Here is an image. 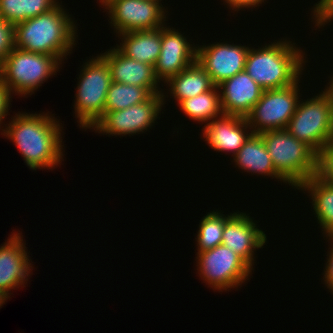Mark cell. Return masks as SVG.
Segmentation results:
<instances>
[{"label": "cell", "mask_w": 333, "mask_h": 333, "mask_svg": "<svg viewBox=\"0 0 333 333\" xmlns=\"http://www.w3.org/2000/svg\"><path fill=\"white\" fill-rule=\"evenodd\" d=\"M53 115L49 112H18L9 124H4L5 128L2 126L1 135L15 143L26 165L32 170H53L63 161V126Z\"/></svg>", "instance_id": "6da1fadb"}, {"label": "cell", "mask_w": 333, "mask_h": 333, "mask_svg": "<svg viewBox=\"0 0 333 333\" xmlns=\"http://www.w3.org/2000/svg\"><path fill=\"white\" fill-rule=\"evenodd\" d=\"M71 17L59 3L47 13L16 24L15 48L56 56L63 62L78 39V26Z\"/></svg>", "instance_id": "7a4b0ae2"}, {"label": "cell", "mask_w": 333, "mask_h": 333, "mask_svg": "<svg viewBox=\"0 0 333 333\" xmlns=\"http://www.w3.org/2000/svg\"><path fill=\"white\" fill-rule=\"evenodd\" d=\"M286 39V40H285ZM263 47H250L245 62V71L264 90L280 89L296 83L302 76L307 62L296 43L282 39ZM305 57V58H304Z\"/></svg>", "instance_id": "3957f363"}, {"label": "cell", "mask_w": 333, "mask_h": 333, "mask_svg": "<svg viewBox=\"0 0 333 333\" xmlns=\"http://www.w3.org/2000/svg\"><path fill=\"white\" fill-rule=\"evenodd\" d=\"M275 171L293 188L319 173V155L286 129L260 133Z\"/></svg>", "instance_id": "277c9868"}, {"label": "cell", "mask_w": 333, "mask_h": 333, "mask_svg": "<svg viewBox=\"0 0 333 333\" xmlns=\"http://www.w3.org/2000/svg\"><path fill=\"white\" fill-rule=\"evenodd\" d=\"M61 65L56 56L14 48L0 64V81L12 95L25 97L56 75Z\"/></svg>", "instance_id": "5b68a950"}, {"label": "cell", "mask_w": 333, "mask_h": 333, "mask_svg": "<svg viewBox=\"0 0 333 333\" xmlns=\"http://www.w3.org/2000/svg\"><path fill=\"white\" fill-rule=\"evenodd\" d=\"M319 93L313 98L299 101L286 130L320 156L329 148L332 140L333 111L328 92L324 89Z\"/></svg>", "instance_id": "8992f818"}, {"label": "cell", "mask_w": 333, "mask_h": 333, "mask_svg": "<svg viewBox=\"0 0 333 333\" xmlns=\"http://www.w3.org/2000/svg\"><path fill=\"white\" fill-rule=\"evenodd\" d=\"M82 67L73 107L79 127L86 131L103 116L112 80L109 65L101 55L90 58Z\"/></svg>", "instance_id": "52a82bcc"}, {"label": "cell", "mask_w": 333, "mask_h": 333, "mask_svg": "<svg viewBox=\"0 0 333 333\" xmlns=\"http://www.w3.org/2000/svg\"><path fill=\"white\" fill-rule=\"evenodd\" d=\"M196 255L199 276L208 287L219 292L242 287L241 284L249 279L254 270L237 253L222 244Z\"/></svg>", "instance_id": "ba28073f"}, {"label": "cell", "mask_w": 333, "mask_h": 333, "mask_svg": "<svg viewBox=\"0 0 333 333\" xmlns=\"http://www.w3.org/2000/svg\"><path fill=\"white\" fill-rule=\"evenodd\" d=\"M299 83L300 79L288 87L263 91L261 98L245 116L253 133L286 129L301 101Z\"/></svg>", "instance_id": "9c48e42d"}, {"label": "cell", "mask_w": 333, "mask_h": 333, "mask_svg": "<svg viewBox=\"0 0 333 333\" xmlns=\"http://www.w3.org/2000/svg\"><path fill=\"white\" fill-rule=\"evenodd\" d=\"M168 97L164 92L153 94L147 101L118 111L104 112L91 128L95 133L112 136L145 133L154 126Z\"/></svg>", "instance_id": "30bf717a"}, {"label": "cell", "mask_w": 333, "mask_h": 333, "mask_svg": "<svg viewBox=\"0 0 333 333\" xmlns=\"http://www.w3.org/2000/svg\"><path fill=\"white\" fill-rule=\"evenodd\" d=\"M162 0H107L102 6L109 14V23L119 33L154 30L167 21V7ZM167 13V14H166ZM166 14V15H165Z\"/></svg>", "instance_id": "8fae6325"}, {"label": "cell", "mask_w": 333, "mask_h": 333, "mask_svg": "<svg viewBox=\"0 0 333 333\" xmlns=\"http://www.w3.org/2000/svg\"><path fill=\"white\" fill-rule=\"evenodd\" d=\"M202 46V47H201ZM250 47L227 42L197 44L196 61L209 74L215 86L244 71Z\"/></svg>", "instance_id": "7c38bea8"}, {"label": "cell", "mask_w": 333, "mask_h": 333, "mask_svg": "<svg viewBox=\"0 0 333 333\" xmlns=\"http://www.w3.org/2000/svg\"><path fill=\"white\" fill-rule=\"evenodd\" d=\"M190 42L177 29L167 24L161 27V51L154 66L159 81L165 83L196 62L197 46Z\"/></svg>", "instance_id": "4fadbf2b"}, {"label": "cell", "mask_w": 333, "mask_h": 333, "mask_svg": "<svg viewBox=\"0 0 333 333\" xmlns=\"http://www.w3.org/2000/svg\"><path fill=\"white\" fill-rule=\"evenodd\" d=\"M244 212H234L226 221L222 245L237 253L252 269L258 248L266 244L267 235L260 230L253 218Z\"/></svg>", "instance_id": "5bb4252c"}, {"label": "cell", "mask_w": 333, "mask_h": 333, "mask_svg": "<svg viewBox=\"0 0 333 333\" xmlns=\"http://www.w3.org/2000/svg\"><path fill=\"white\" fill-rule=\"evenodd\" d=\"M22 233L13 232L9 239L0 246V289L6 293L25 287L31 275L32 263L27 253ZM10 291V292H9Z\"/></svg>", "instance_id": "9a60e30c"}, {"label": "cell", "mask_w": 333, "mask_h": 333, "mask_svg": "<svg viewBox=\"0 0 333 333\" xmlns=\"http://www.w3.org/2000/svg\"><path fill=\"white\" fill-rule=\"evenodd\" d=\"M202 131L204 141L210 148L230 152L233 157L253 134L245 117L225 114L204 124Z\"/></svg>", "instance_id": "2e32d148"}, {"label": "cell", "mask_w": 333, "mask_h": 333, "mask_svg": "<svg viewBox=\"0 0 333 333\" xmlns=\"http://www.w3.org/2000/svg\"><path fill=\"white\" fill-rule=\"evenodd\" d=\"M100 55L109 65L113 82L148 88L153 94L164 91L160 90L154 66L127 57L116 46Z\"/></svg>", "instance_id": "e0dca14e"}, {"label": "cell", "mask_w": 333, "mask_h": 333, "mask_svg": "<svg viewBox=\"0 0 333 333\" xmlns=\"http://www.w3.org/2000/svg\"><path fill=\"white\" fill-rule=\"evenodd\" d=\"M221 108L225 115L245 117L264 91L244 70L218 86Z\"/></svg>", "instance_id": "ac0fdd59"}, {"label": "cell", "mask_w": 333, "mask_h": 333, "mask_svg": "<svg viewBox=\"0 0 333 333\" xmlns=\"http://www.w3.org/2000/svg\"><path fill=\"white\" fill-rule=\"evenodd\" d=\"M116 47L127 57L155 66L161 51V27L154 30L119 33Z\"/></svg>", "instance_id": "d6986e66"}, {"label": "cell", "mask_w": 333, "mask_h": 333, "mask_svg": "<svg viewBox=\"0 0 333 333\" xmlns=\"http://www.w3.org/2000/svg\"><path fill=\"white\" fill-rule=\"evenodd\" d=\"M236 167L251 174L269 176L288 184L276 171L260 134L253 133L233 157Z\"/></svg>", "instance_id": "ffe728a7"}, {"label": "cell", "mask_w": 333, "mask_h": 333, "mask_svg": "<svg viewBox=\"0 0 333 333\" xmlns=\"http://www.w3.org/2000/svg\"><path fill=\"white\" fill-rule=\"evenodd\" d=\"M308 191L312 200L313 212L322 228L324 237L333 238V185L329 184L319 174L307 179L298 188Z\"/></svg>", "instance_id": "44dd1931"}, {"label": "cell", "mask_w": 333, "mask_h": 333, "mask_svg": "<svg viewBox=\"0 0 333 333\" xmlns=\"http://www.w3.org/2000/svg\"><path fill=\"white\" fill-rule=\"evenodd\" d=\"M164 84L168 85V91L170 95L172 94L171 96L176 100V103L212 90L215 87L209 74L197 61L169 78Z\"/></svg>", "instance_id": "7402d4cb"}, {"label": "cell", "mask_w": 333, "mask_h": 333, "mask_svg": "<svg viewBox=\"0 0 333 333\" xmlns=\"http://www.w3.org/2000/svg\"><path fill=\"white\" fill-rule=\"evenodd\" d=\"M179 108L189 119L206 124L223 115L217 86L197 96L181 100Z\"/></svg>", "instance_id": "603a6c76"}, {"label": "cell", "mask_w": 333, "mask_h": 333, "mask_svg": "<svg viewBox=\"0 0 333 333\" xmlns=\"http://www.w3.org/2000/svg\"><path fill=\"white\" fill-rule=\"evenodd\" d=\"M59 0H0V19L16 25L52 10Z\"/></svg>", "instance_id": "cb8c5ba5"}, {"label": "cell", "mask_w": 333, "mask_h": 333, "mask_svg": "<svg viewBox=\"0 0 333 333\" xmlns=\"http://www.w3.org/2000/svg\"><path fill=\"white\" fill-rule=\"evenodd\" d=\"M153 93L141 86L111 82L104 112L118 111L147 101Z\"/></svg>", "instance_id": "d4e9b609"}, {"label": "cell", "mask_w": 333, "mask_h": 333, "mask_svg": "<svg viewBox=\"0 0 333 333\" xmlns=\"http://www.w3.org/2000/svg\"><path fill=\"white\" fill-rule=\"evenodd\" d=\"M233 213L222 214L219 211H210L202 217L199 223V230L197 232V251L203 252L205 250L213 249L222 244V234L227 219Z\"/></svg>", "instance_id": "484cf974"}, {"label": "cell", "mask_w": 333, "mask_h": 333, "mask_svg": "<svg viewBox=\"0 0 333 333\" xmlns=\"http://www.w3.org/2000/svg\"><path fill=\"white\" fill-rule=\"evenodd\" d=\"M15 48V25L0 19V64Z\"/></svg>", "instance_id": "4316f807"}, {"label": "cell", "mask_w": 333, "mask_h": 333, "mask_svg": "<svg viewBox=\"0 0 333 333\" xmlns=\"http://www.w3.org/2000/svg\"><path fill=\"white\" fill-rule=\"evenodd\" d=\"M324 180L333 185V154L319 156V173Z\"/></svg>", "instance_id": "83f0119b"}, {"label": "cell", "mask_w": 333, "mask_h": 333, "mask_svg": "<svg viewBox=\"0 0 333 333\" xmlns=\"http://www.w3.org/2000/svg\"><path fill=\"white\" fill-rule=\"evenodd\" d=\"M328 241H330L331 243V247L329 248L330 250H328L327 252V262H326V266L323 272V280L325 283V286H327V288H329V291L331 292V294L333 295V238H328Z\"/></svg>", "instance_id": "f1b7e54d"}, {"label": "cell", "mask_w": 333, "mask_h": 333, "mask_svg": "<svg viewBox=\"0 0 333 333\" xmlns=\"http://www.w3.org/2000/svg\"><path fill=\"white\" fill-rule=\"evenodd\" d=\"M11 92L7 89V87L0 81V130L1 125L3 124L4 118L6 119L9 110H10V104L12 100Z\"/></svg>", "instance_id": "f546056e"}, {"label": "cell", "mask_w": 333, "mask_h": 333, "mask_svg": "<svg viewBox=\"0 0 333 333\" xmlns=\"http://www.w3.org/2000/svg\"><path fill=\"white\" fill-rule=\"evenodd\" d=\"M311 19L315 23V27H324L330 21L333 20V0H330L313 18Z\"/></svg>", "instance_id": "4dcf8cb0"}, {"label": "cell", "mask_w": 333, "mask_h": 333, "mask_svg": "<svg viewBox=\"0 0 333 333\" xmlns=\"http://www.w3.org/2000/svg\"><path fill=\"white\" fill-rule=\"evenodd\" d=\"M224 3L230 8V10L232 9L234 12L235 11H240L241 9H248L250 7H252L251 9L255 8V7H259L260 4H262L264 1L266 0H223Z\"/></svg>", "instance_id": "1f68e13d"}, {"label": "cell", "mask_w": 333, "mask_h": 333, "mask_svg": "<svg viewBox=\"0 0 333 333\" xmlns=\"http://www.w3.org/2000/svg\"><path fill=\"white\" fill-rule=\"evenodd\" d=\"M330 0H320L312 8V17H314Z\"/></svg>", "instance_id": "d6a6232c"}, {"label": "cell", "mask_w": 333, "mask_h": 333, "mask_svg": "<svg viewBox=\"0 0 333 333\" xmlns=\"http://www.w3.org/2000/svg\"><path fill=\"white\" fill-rule=\"evenodd\" d=\"M325 90L328 92L331 98L332 111H333V82L329 80L328 84L325 86Z\"/></svg>", "instance_id": "836d02e7"}, {"label": "cell", "mask_w": 333, "mask_h": 333, "mask_svg": "<svg viewBox=\"0 0 333 333\" xmlns=\"http://www.w3.org/2000/svg\"><path fill=\"white\" fill-rule=\"evenodd\" d=\"M10 295L0 289V307L5 304V301L9 299Z\"/></svg>", "instance_id": "e575fe53"}, {"label": "cell", "mask_w": 333, "mask_h": 333, "mask_svg": "<svg viewBox=\"0 0 333 333\" xmlns=\"http://www.w3.org/2000/svg\"><path fill=\"white\" fill-rule=\"evenodd\" d=\"M322 154H333V136L329 148L325 150Z\"/></svg>", "instance_id": "d590c367"}, {"label": "cell", "mask_w": 333, "mask_h": 333, "mask_svg": "<svg viewBox=\"0 0 333 333\" xmlns=\"http://www.w3.org/2000/svg\"><path fill=\"white\" fill-rule=\"evenodd\" d=\"M98 1V0H97ZM107 0H99V3H101V5H103Z\"/></svg>", "instance_id": "8d00e7d4"}]
</instances>
